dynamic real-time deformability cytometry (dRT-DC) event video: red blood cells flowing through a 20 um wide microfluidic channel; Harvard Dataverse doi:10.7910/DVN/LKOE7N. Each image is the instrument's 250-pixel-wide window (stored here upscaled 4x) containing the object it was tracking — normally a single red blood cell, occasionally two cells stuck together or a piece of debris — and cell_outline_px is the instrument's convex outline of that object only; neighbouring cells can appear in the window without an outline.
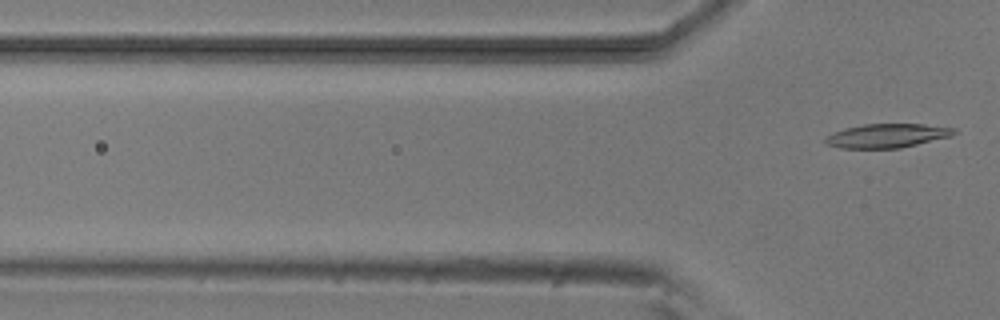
{"species": "common noctule bat (a hibernating species)", "species_latin": "Nyctalus noctula", "temperature_condition": "room temperature", "stored_images_in_passage": 4, "camera_frame_rate_fps": 3000, "um_per_image_px": 0.085, "animal": {"sex": "male", "body_mass_g": 20.5, "forearm_length_mm": 52.5}, "frame": {"image": 1, "passage_image": 4, "time_ms": 4.333, "image_size_px": [1000, 320], "cell_outline_px": [[960, 132], [952, 136], [900, 148], [840, 148], [828, 144], [824, 140], [828, 136], [844, 128], [864, 124], [924, 124], [956, 128]], "centroid_in_image_um": [75.48, 11.53], "position_along_channel_um": 50.3, "area_um2": 17.92}}